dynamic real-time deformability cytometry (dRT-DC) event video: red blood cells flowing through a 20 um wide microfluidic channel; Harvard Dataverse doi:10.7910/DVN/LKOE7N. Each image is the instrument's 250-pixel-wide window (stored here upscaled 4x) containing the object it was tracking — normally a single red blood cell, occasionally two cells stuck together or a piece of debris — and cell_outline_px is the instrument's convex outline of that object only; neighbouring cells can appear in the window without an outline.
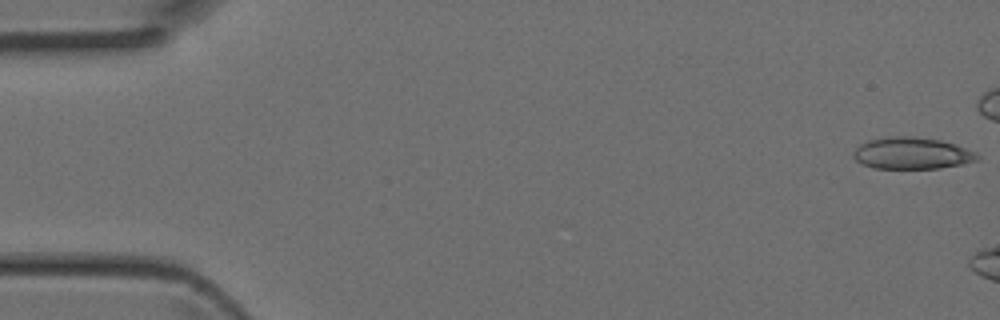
{"species": "Egyptian fruit bat (a non-hibernating species)", "species_latin": "Rousettus aegyptiacus", "temperature_condition": "room temperature", "stored_images_in_passage": 3, "camera_frame_rate_fps": 3000, "um_per_image_px": 0.085, "animal": {"sex": "female"}, "frame": {"image": 1, "passage_image": 1, "time_ms": 0.0, "image_size_px": [1000, 320], "cell_outline_px": [[980, 156], [976, 160], [960, 164], [940, 168], [876, 168], [864, 164], [856, 160], [852, 156], [852, 152], [860, 144], [868, 140], [888, 136], [912, 136], [940, 140], [956, 144], [976, 152]], "centroid_in_image_um": [77.5, 13.01], "position_along_channel_um": 7.5, "area_um2": 22.83}}